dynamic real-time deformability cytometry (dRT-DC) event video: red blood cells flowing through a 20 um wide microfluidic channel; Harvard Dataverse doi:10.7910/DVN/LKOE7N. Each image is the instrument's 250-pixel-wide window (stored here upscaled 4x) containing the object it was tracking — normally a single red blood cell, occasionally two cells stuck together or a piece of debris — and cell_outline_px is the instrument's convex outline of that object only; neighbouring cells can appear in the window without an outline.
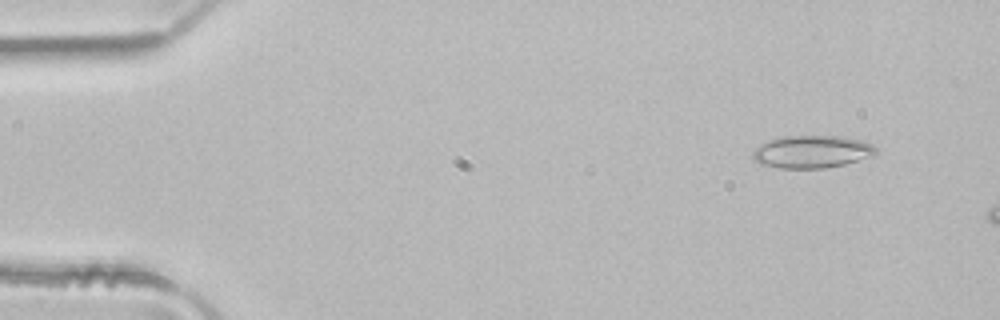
{"species": "common noctule bat (a hibernating species)", "species_latin": "Nyctalus noctula", "temperature_condition": "room temperature", "stored_images_in_passage": 3, "camera_frame_rate_fps": 3000, "um_per_image_px": 0.085, "animal": {"sex": "male", "body_mass_g": 21.5, "forearm_length_mm": 52.0}, "frame": {"image": 1, "passage_image": 1, "time_ms": 0.0, "image_size_px": [1000, 320], "cell_outline_px": [[876, 156], [844, 164], [824, 168], [780, 168], [760, 164], [752, 160], [752, 152], [756, 148], [772, 140], [784, 136], [840, 136], [864, 140], [872, 144], [876, 148]], "centroid_in_image_um": [69.06, 12.9], "position_along_channel_um": 15.9, "area_um2": 23.41}}